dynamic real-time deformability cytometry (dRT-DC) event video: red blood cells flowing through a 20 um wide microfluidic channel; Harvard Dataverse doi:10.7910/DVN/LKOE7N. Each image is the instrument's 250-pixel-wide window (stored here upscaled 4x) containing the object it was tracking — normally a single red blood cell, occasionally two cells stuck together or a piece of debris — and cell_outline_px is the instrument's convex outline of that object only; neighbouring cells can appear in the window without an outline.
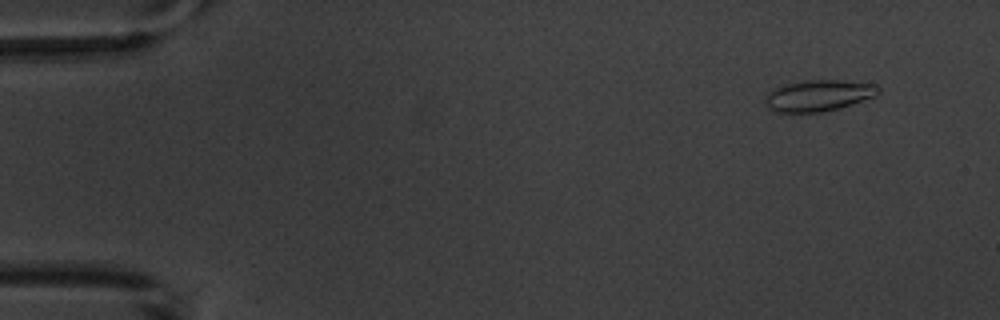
{"species": "common noctule bat (a hibernating species)", "species_latin": "Nyctalus noctula", "temperature_condition": "warm", "stored_images_in_passage": 4, "camera_frame_rate_fps": 3000, "um_per_image_px": 0.085, "animal": {"sex": "male", "body_mass_g": 20.1, "forearm_length_mm": 53.5}, "frame": {"image": 1, "passage_image": 1, "time_ms": 0.0, "image_size_px": [1000, 320], "cell_outline_px": [[880, 92], [876, 96], [840, 108], [820, 112], [772, 112], [764, 104], [764, 100], [768, 92], [772, 88], [804, 80], [840, 80], [876, 84], [880, 88]], "centroid_in_image_um": [69.56, 8.12], "position_along_channel_um": 15.4, "area_um2": 20.81}}